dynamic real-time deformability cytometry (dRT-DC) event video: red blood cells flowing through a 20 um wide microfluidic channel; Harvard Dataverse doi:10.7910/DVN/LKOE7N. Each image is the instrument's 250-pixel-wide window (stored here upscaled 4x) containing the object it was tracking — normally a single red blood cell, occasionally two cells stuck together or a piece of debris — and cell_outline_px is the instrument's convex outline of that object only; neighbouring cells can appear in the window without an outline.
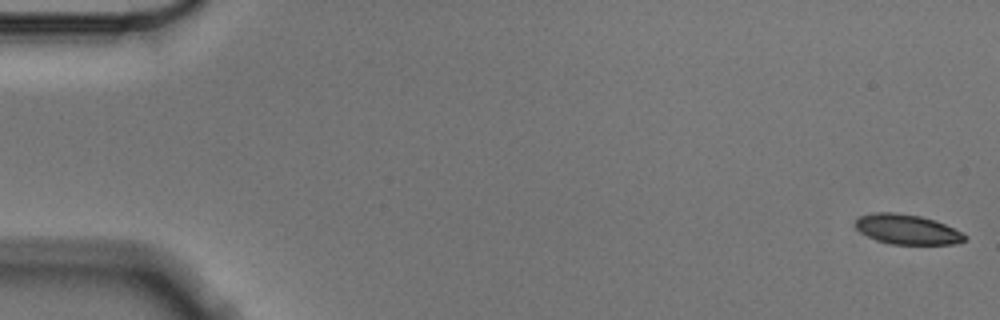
{"species": "Egyptian fruit bat (a non-hibernating species)", "species_latin": "Rousettus aegyptiacus", "temperature_condition": "cold", "stored_images_in_passage": 57, "camera_frame_rate_fps": 3000, "um_per_image_px": 0.085, "animal": {"sex": "male"}, "frame": {"image": 1, "passage_image": 1, "time_ms": 0.0, "image_size_px": [1000, 320], "cell_outline_px": [[968, 236], [964, 240], [956, 244], [892, 244], [876, 240], [860, 232], [856, 228], [856, 220], [860, 216], [876, 212], [896, 212], [920, 216], [936, 220]], "centroid_in_image_um": [77.1, 19.49], "position_along_channel_um": 7.9, "area_um2": 18.9}}
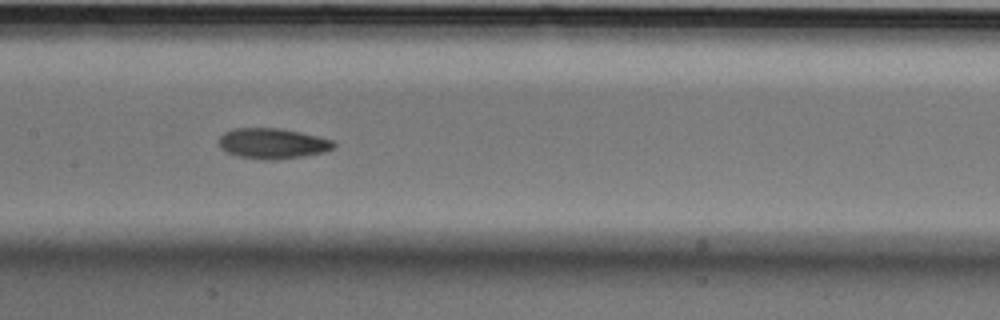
{"frame": {"image": 2, "passage_image": 28, "time_ms": 9.0, "image_size_px": [1000, 320], "cell_outline_px": [[336, 144], [332, 148], [324, 152], [304, 156], [280, 160], [260, 160], [236, 156], [220, 148], [220, 136], [224, 132], [232, 128], [280, 128], [300, 132], [332, 140]], "centroid_in_image_um": [23.14, 12.2], "position_along_channel_um": 184.3, "area_um2": 20.52}}
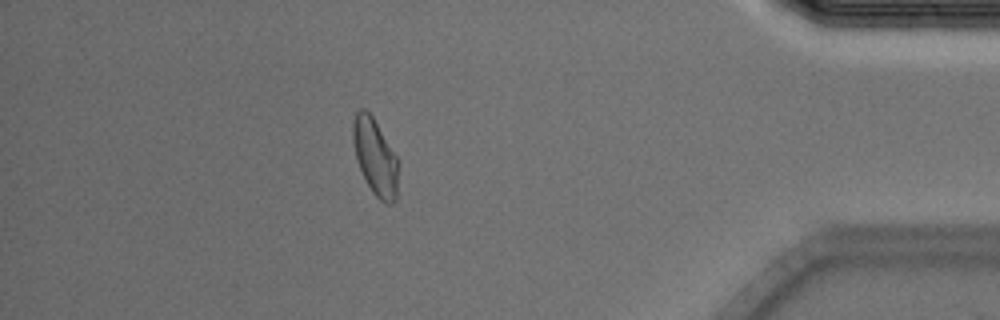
{"frame": {"image": 3, "passage_image": 50, "time_ms": 16.333, "image_size_px": [1000, 320], "cell_outline_px": [[396, 200], [392, 204], [388, 204], [380, 200], [372, 192], [364, 180], [356, 160], [352, 140], [352, 124], [356, 112], [360, 108], [364, 108], [372, 116], [396, 156]], "centroid_in_image_um": [31.83, 13.34], "position_along_channel_um": 403.4, "area_um2": 19.88}, "authors_computed_cell_mechanics": {"area_um2": 19.9988, "velocity_mm_per_s": 3.5465, "shape_relaxation_time_tau1_ms": 2.9577, "shape_relaxation_time_tau2_ms": 4.666, "deformation_change_tau1": 0.1228, "deformation_change_tau2": 0.1053}}